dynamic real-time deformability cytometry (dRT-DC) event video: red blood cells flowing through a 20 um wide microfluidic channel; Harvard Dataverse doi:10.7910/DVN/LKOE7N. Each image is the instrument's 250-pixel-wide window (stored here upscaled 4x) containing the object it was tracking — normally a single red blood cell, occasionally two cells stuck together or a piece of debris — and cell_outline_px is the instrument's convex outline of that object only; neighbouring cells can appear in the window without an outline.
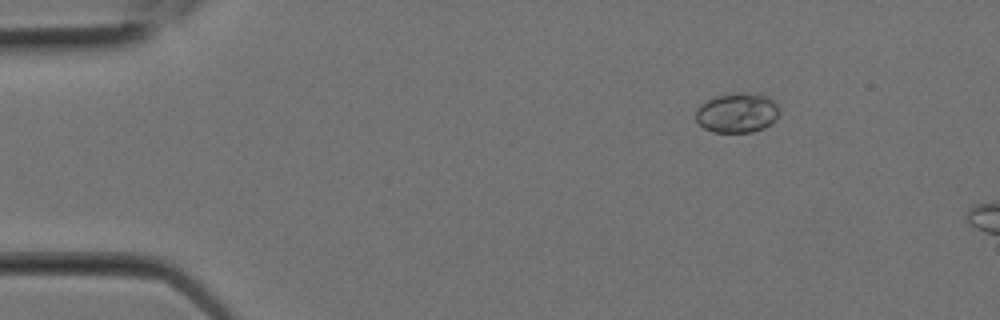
{"species": "Egyptian fruit bat (a non-hibernating species)", "species_latin": "Rousettus aegyptiacus", "temperature_condition": "room temperature", "stored_images_in_passage": 5, "camera_frame_rate_fps": 3000, "um_per_image_px": 0.085, "animal": {"sex": "female"}, "frame": {"image": 1, "passage_image": 2, "time_ms": 0.333, "image_size_px": [1000, 320], "cell_outline_px": [[780, 112], [776, 120], [772, 124], [764, 128], [752, 132], [712, 132], [704, 128], [696, 120], [696, 108], [700, 104], [716, 96], [768, 96], [780, 108]], "centroid_in_image_um": [62.66, 9.66], "position_along_channel_um": 22.3, "area_um2": 18.73}}